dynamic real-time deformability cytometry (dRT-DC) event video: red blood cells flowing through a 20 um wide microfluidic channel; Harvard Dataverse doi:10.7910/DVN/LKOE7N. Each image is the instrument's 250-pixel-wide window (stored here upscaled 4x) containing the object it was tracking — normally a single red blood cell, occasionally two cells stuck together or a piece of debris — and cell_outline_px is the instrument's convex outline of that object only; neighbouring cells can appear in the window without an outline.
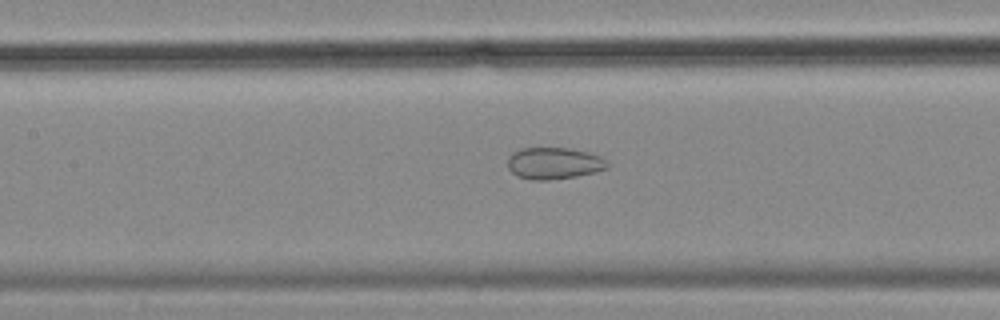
{"species": "common noctule bat (a hibernating species)", "species_latin": "Nyctalus noctula", "temperature_condition": "cold", "stored_images_in_passage": 53, "segment_of_instrument_passage": [2, 2], "camera_frame_rate_fps": 3000, "um_per_image_px": 0.085, "animal": {"sex": "female", "body_mass_g": 18.4}, "frame": {"image": 1, "passage_image": 26, "time_ms": 8.333, "image_size_px": [1000, 320], "cell_outline_px": [[608, 168], [596, 172], [576, 176], [548, 180], [532, 180], [516, 176], [508, 168], [508, 156], [512, 152], [520, 148], [572, 148], [588, 152], [600, 156], [608, 164]], "centroid_in_image_um": [47.06, 13.87], "position_along_channel_um": 160.3, "area_um2": 18.55}}
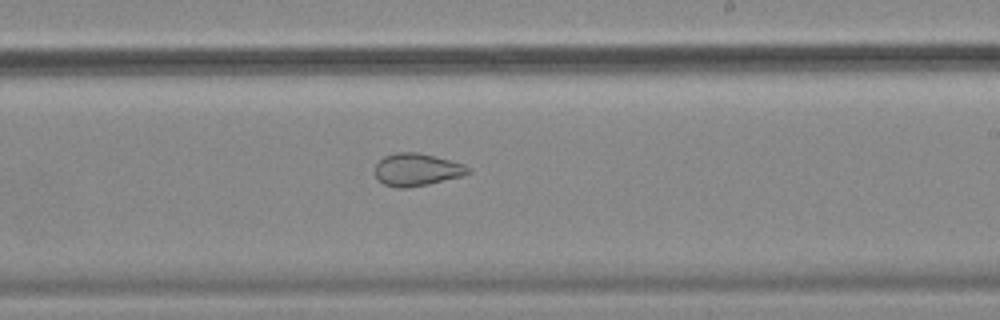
{"frame": {"image": 2, "passage_image": 34, "time_ms": 11.0, "image_size_px": [1000, 320], "cell_outline_px": [[472, 172], [464, 176], [428, 184], [408, 188], [396, 188], [384, 184], [372, 172], [376, 164], [384, 156], [396, 152], [416, 152], [436, 156], [464, 164], [472, 168]], "centroid_in_image_um": [35.45, 14.42], "position_along_channel_um": 253.6, "area_um2": 17.98}}
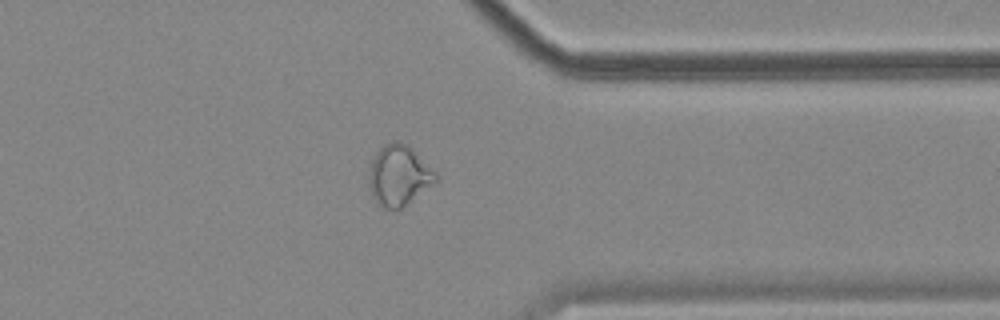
{"frame": {"image": 3, "passage_image": 45, "time_ms": 14.667, "image_size_px": [1000, 320], "cell_outline_px": [[440, 176], [436, 180], [400, 208], [384, 208], [372, 196], [368, 184], [368, 176], [372, 160], [376, 152], [384, 144], [392, 140], [396, 140], [408, 144]], "centroid_in_image_um": [33.87, 14.85], "position_along_channel_um": 377.5, "area_um2": 23.18}}